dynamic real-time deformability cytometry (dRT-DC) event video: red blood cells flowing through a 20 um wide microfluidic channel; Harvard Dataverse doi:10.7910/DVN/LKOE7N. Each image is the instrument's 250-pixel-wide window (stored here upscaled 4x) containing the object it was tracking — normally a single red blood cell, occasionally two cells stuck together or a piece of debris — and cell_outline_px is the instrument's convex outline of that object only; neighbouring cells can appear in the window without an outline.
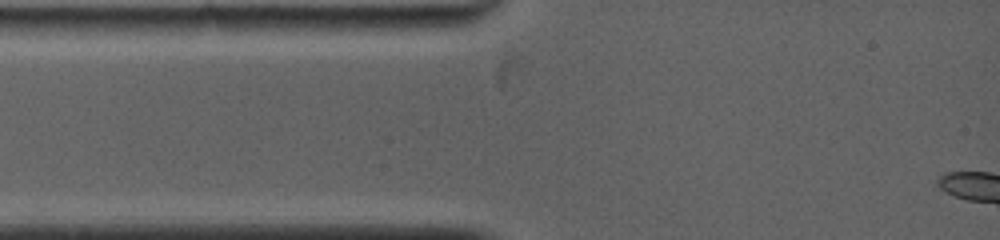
{"species": "common noctule bat (a hibernating species)", "species_latin": "Nyctalus noctula", "temperature_condition": "warm", "stored_images_in_passage": 1, "camera_frame_rate_fps": 5000, "um_per_image_px": 0.085, "animal": {"sex": "female", "body_mass_g": 19.0, "forearm_length_mm": 53.3}, "frame": {"image": 1, "passage_image": 1, "time_ms": 0.0, "image_size_px": [1000, 240], "cell_outline_px": [[160, 28], [148, 36], [44, 36], [44, 20], [60, 16], [64, 16], [156, 20], [160, 24]], "centroid_in_image_um": [8.4, 2.28], "position_along_channel_um": 76.6, "area_um2": 14.68}}